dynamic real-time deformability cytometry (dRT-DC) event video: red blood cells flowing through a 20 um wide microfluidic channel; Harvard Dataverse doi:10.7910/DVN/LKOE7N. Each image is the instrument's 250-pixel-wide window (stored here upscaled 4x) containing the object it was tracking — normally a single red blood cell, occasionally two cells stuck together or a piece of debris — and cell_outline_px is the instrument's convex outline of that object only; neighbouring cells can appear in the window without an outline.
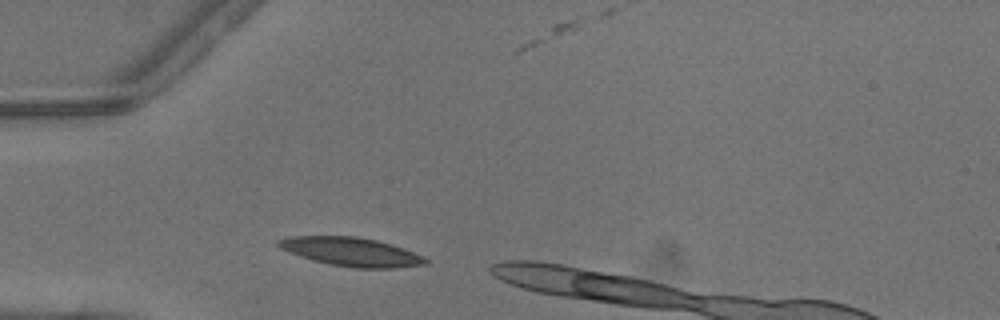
{"species": "common noctule bat (a hibernating species)", "species_latin": "Nyctalus noctula", "temperature_condition": "warm", "stored_images_in_passage": 2, "camera_frame_rate_fps": 3000, "um_per_image_px": 0.085, "animal": {"sex": "male", "body_mass_g": 13.3}, "frame": {"image": 1, "passage_image": 1, "time_ms": 0.0, "image_size_px": [1000, 320], "cell_outline_px": [[428, 264], [396, 268], [356, 268], [332, 264], [312, 260], [300, 256], [280, 248], [276, 244], [276, 240], [292, 236], [356, 236], [376, 240], [392, 244], [404, 248], [424, 256], [428, 260]], "centroid_in_image_um": [29.88, 21.4], "position_along_channel_um": 55.1, "area_um2": 24.62}}